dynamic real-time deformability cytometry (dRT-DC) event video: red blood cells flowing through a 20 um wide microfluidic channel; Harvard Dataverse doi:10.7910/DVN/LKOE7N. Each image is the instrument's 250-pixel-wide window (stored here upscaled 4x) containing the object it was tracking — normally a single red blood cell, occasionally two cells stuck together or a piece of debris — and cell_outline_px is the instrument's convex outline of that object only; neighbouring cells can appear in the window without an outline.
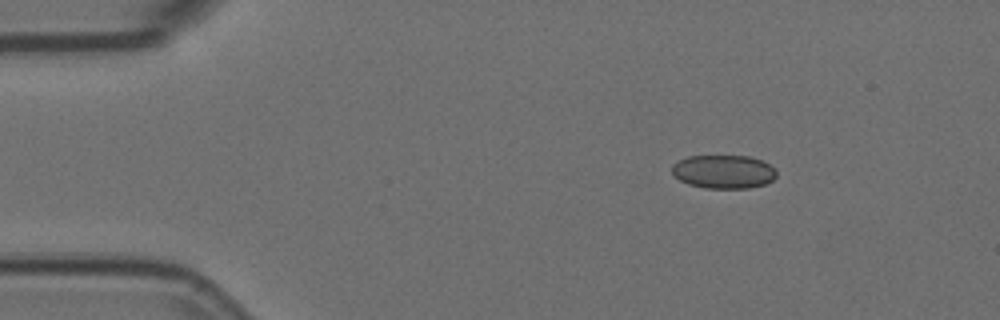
{"species": "Egyptian fruit bat (a non-hibernating species)", "species_latin": "Rousettus aegyptiacus", "temperature_condition": "room temperature", "stored_images_in_passage": 9, "camera_frame_rate_fps": 3000, "um_per_image_px": 0.085, "animal": {"sex": "female"}, "frame": {"image": 1, "passage_image": 1, "time_ms": 0.0, "image_size_px": [1000, 320], "cell_outline_px": [[776, 176], [772, 180], [764, 184], [748, 188], [704, 188], [688, 184], [680, 180], [672, 172], [672, 164], [688, 156], [748, 156], [760, 160], [776, 168]], "centroid_in_image_um": [61.5, 14.59], "position_along_channel_um": 23.5, "area_um2": 20.35}}
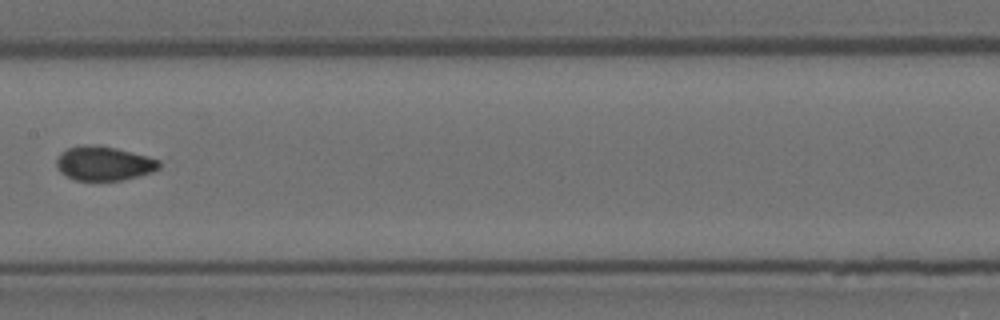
{"frame": {"image": 2, "passage_image": 6, "time_ms": 1.667, "image_size_px": [1000, 320], "cell_outline_px": [[160, 168], [152, 172], [124, 180], [76, 180], [60, 172], [56, 164], [56, 160], [60, 152], [68, 148], [84, 144], [100, 144], [148, 156], [160, 160]], "centroid_in_image_um": [8.83, 13.87], "position_along_channel_um": 198.6, "area_um2": 20.63}}
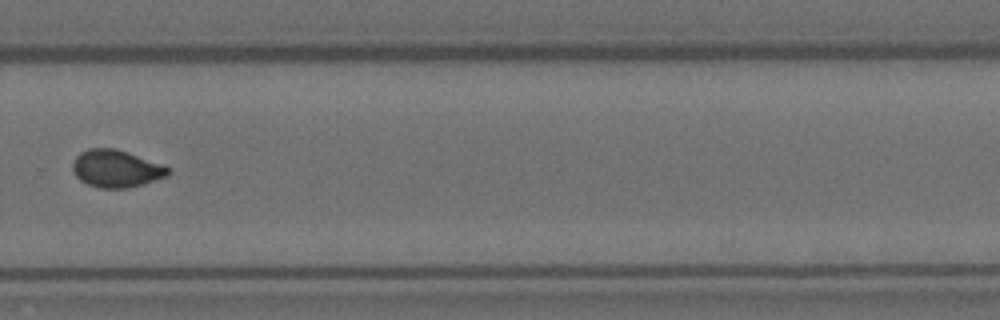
{"frame": {"image": 3, "passage_image": 9, "time_ms": 2.667, "image_size_px": [1000, 320], "cell_outline_px": [[172, 172], [168, 176], [144, 184], [128, 188], [100, 188], [88, 184], [80, 180], [72, 172], [72, 160], [80, 152], [88, 148], [116, 148], [164, 164]], "centroid_in_image_um": [9.88, 14.33], "position_along_channel_um": 319.9, "area_um2": 21.15}}